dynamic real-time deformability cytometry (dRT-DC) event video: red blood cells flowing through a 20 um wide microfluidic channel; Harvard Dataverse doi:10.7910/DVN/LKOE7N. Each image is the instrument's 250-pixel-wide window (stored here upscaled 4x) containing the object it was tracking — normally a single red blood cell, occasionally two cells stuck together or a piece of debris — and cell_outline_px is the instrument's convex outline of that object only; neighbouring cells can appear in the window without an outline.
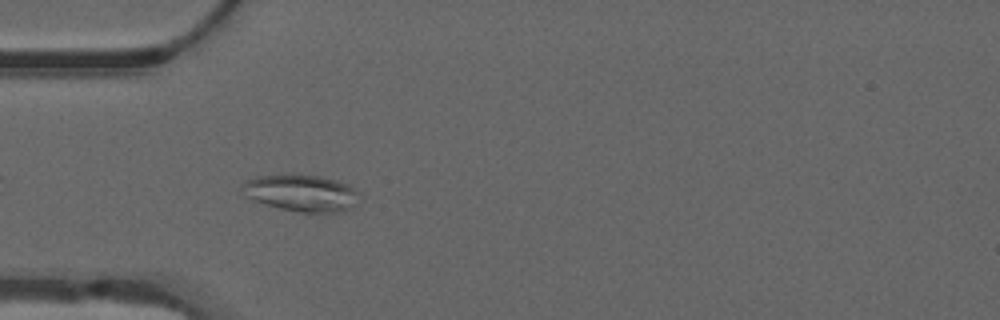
{"species": "common noctule bat (a hibernating species)", "species_latin": "Nyctalus noctula", "temperature_condition": "warm", "stored_images_in_passage": 41, "camera_frame_rate_fps": 3000, "um_per_image_px": 0.085, "animal": {"sex": "male", "forearm_length_mm": 52.5}, "frame": {"image": 1, "passage_image": 3, "time_ms": 0.667, "image_size_px": [1000, 320], "cell_outline_px": [[356, 204], [352, 208], [344, 212], [300, 212], [280, 208], [264, 204], [244, 196], [244, 180], [256, 176], [320, 176], [336, 180], [348, 184], [356, 192]], "centroid_in_image_um": [25.62, 16.43], "position_along_channel_um": 59.4, "area_um2": 24.51}}
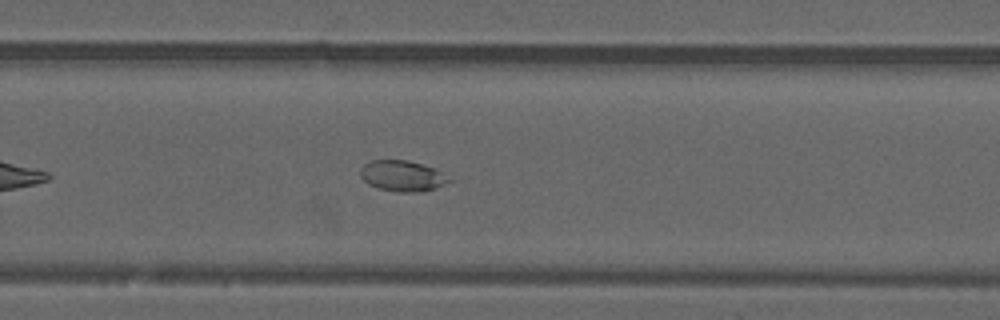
{"frame": {"image": 2, "passage_image": 22, "time_ms": 7.0, "image_size_px": [1000, 320], "cell_outline_px": [[452, 180], [436, 188], [412, 192], [396, 192], [376, 188], [368, 184], [360, 176], [360, 168], [364, 164], [372, 160], [404, 160], [420, 164], [432, 168]], "centroid_in_image_um": [34.12, 14.96], "position_along_channel_um": 295.7, "area_um2": 15.61}}
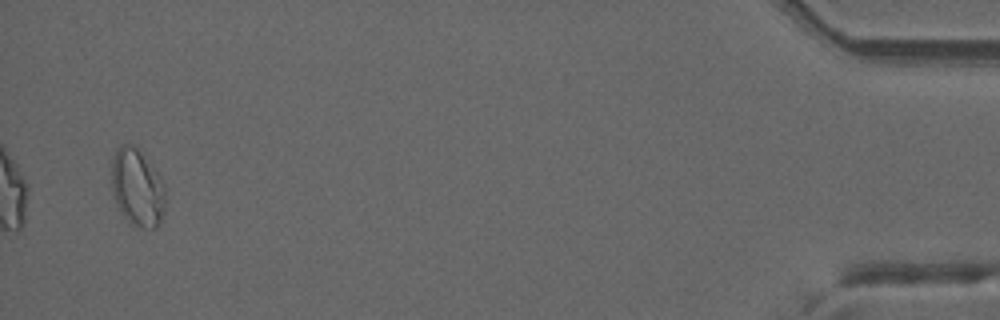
{"frame": {"image": 3, "passage_image": 39, "time_ms": 12.667, "image_size_px": [1000, 320], "cell_outline_px": [[164, 212], [160, 224], [156, 228], [140, 228], [132, 224], [120, 212], [112, 192], [112, 156], [116, 148], [120, 144], [132, 144], [140, 152], [156, 172], [164, 188]], "centroid_in_image_um": [11.64, 15.97], "position_along_channel_um": 423.6, "area_um2": 24.04}}